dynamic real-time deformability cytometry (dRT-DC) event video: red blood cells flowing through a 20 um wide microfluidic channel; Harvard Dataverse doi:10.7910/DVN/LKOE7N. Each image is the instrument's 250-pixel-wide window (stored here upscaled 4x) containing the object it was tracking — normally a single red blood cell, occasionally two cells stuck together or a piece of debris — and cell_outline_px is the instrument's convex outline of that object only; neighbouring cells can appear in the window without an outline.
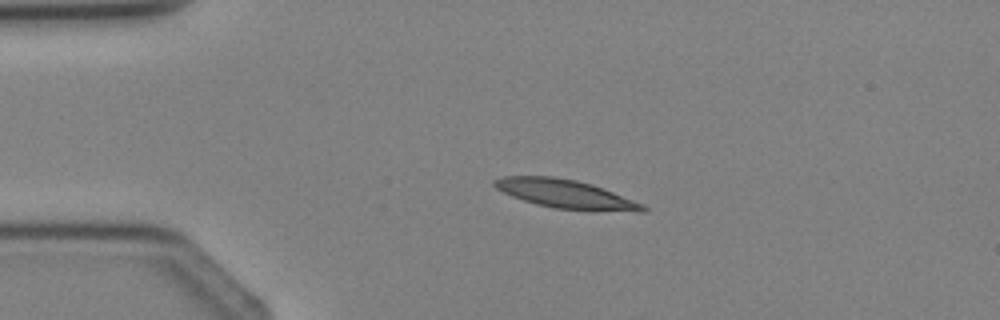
{"species": "Egyptian fruit bat (a non-hibernating species)", "species_latin": "Rousettus aegyptiacus", "temperature_condition": "cold", "stored_images_in_passage": 4, "camera_frame_rate_fps": 3000, "um_per_image_px": 0.085, "animal": {"sex": "female"}, "frame": {"image": 1, "passage_image": 3, "time_ms": 2.333, "image_size_px": [1000, 320], "cell_outline_px": [[648, 208], [644, 212], [636, 212], [552, 208], [536, 204], [512, 196], [496, 188], [492, 184], [492, 180], [504, 176], [552, 176], [576, 180], [592, 184], [644, 204]], "centroid_in_image_um": [48.08, 16.48], "position_along_channel_um": 36.9, "area_um2": 24.62}}